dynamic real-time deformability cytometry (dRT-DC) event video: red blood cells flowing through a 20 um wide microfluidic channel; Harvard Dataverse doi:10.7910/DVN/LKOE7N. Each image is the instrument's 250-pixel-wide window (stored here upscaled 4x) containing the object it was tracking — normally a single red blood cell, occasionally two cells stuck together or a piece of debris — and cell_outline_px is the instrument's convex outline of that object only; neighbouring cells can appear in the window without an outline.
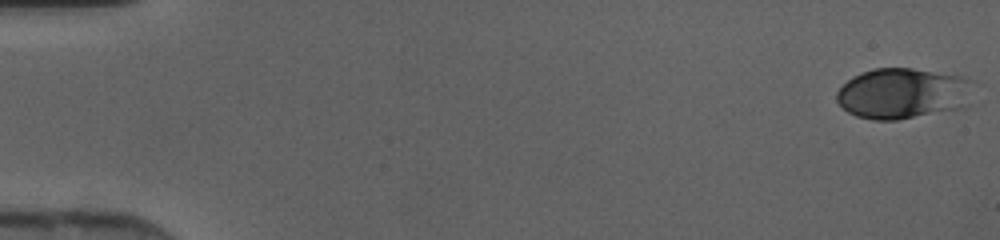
{"species": "human", "species_latin": "Homo sapiens", "temperature_condition": "cold", "stored_images_in_passage": 46, "camera_frame_rate_fps": 3000, "um_per_image_px": 0.085, "donor": {"sex": "female"}, "frame": {"image": 1, "passage_image": 1, "time_ms": 0.0, "image_size_px": [1000, 240], "cell_outline_px": [[968, 108], [896, 120], [872, 120], [856, 116], [848, 112], [836, 100], [836, 92], [852, 76], [860, 72], [872, 68], [912, 68], [964, 76], [968, 80]], "centroid_in_image_um": [76.7, 7.95], "position_along_channel_um": 8.3, "area_um2": 40.52}}
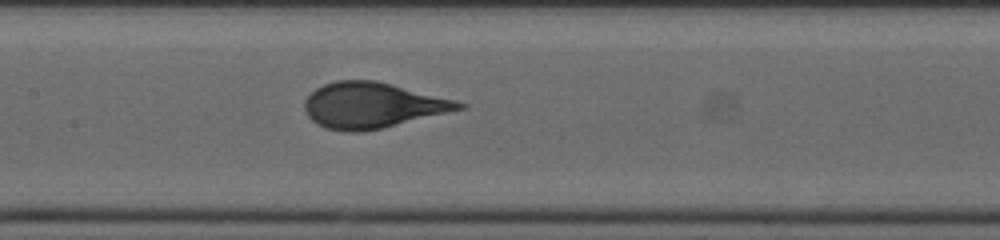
{"frame": {"image": 2, "passage_image": 23, "time_ms": 7.333, "image_size_px": [1000, 240], "cell_outline_px": [[468, 108], [380, 128], [360, 132], [348, 132], [324, 128], [316, 124], [308, 116], [304, 108], [304, 104], [308, 96], [316, 88], [324, 84], [336, 80], [376, 80], [456, 100], [468, 104]], "centroid_in_image_um": [31.66, 8.95], "position_along_channel_um": 175.7, "area_um2": 40.98}}
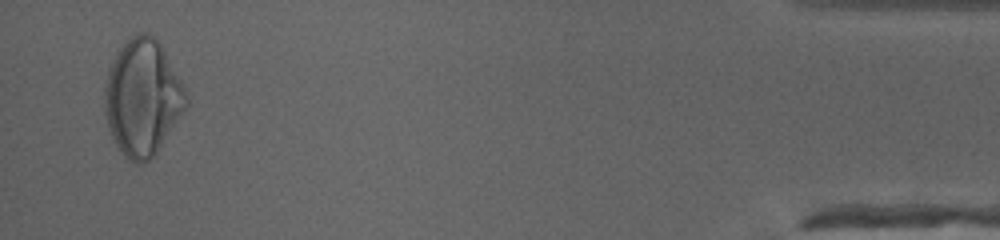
{"frame": {"image": 3, "passage_image": 45, "time_ms": 14.667, "image_size_px": [1000, 240], "cell_outline_px": [[188, 104], [156, 152], [148, 160], [140, 164], [136, 164], [128, 160], [124, 156], [112, 140], [108, 128], [104, 112], [104, 88], [108, 68], [112, 60], [120, 48], [136, 32], [148, 32], [160, 44], [184, 84], [188, 96]], "centroid_in_image_um": [12.09, 8.3], "position_along_channel_um": 423.1, "area_um2": 55.2}}